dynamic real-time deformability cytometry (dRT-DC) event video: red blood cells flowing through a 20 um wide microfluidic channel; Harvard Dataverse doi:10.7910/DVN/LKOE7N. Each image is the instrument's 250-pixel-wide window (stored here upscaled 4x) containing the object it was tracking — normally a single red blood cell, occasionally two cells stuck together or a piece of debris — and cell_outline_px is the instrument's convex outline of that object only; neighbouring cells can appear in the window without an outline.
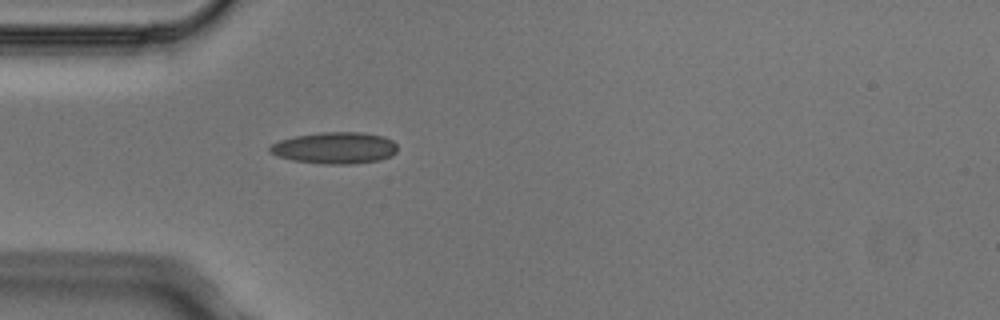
{"species": "Egyptian fruit bat (a non-hibernating species)", "species_latin": "Rousettus aegyptiacus", "temperature_condition": "cold", "stored_images_in_passage": 3, "camera_frame_rate_fps": 3000, "um_per_image_px": 0.085, "animal": {"sex": "male"}, "frame": {"image": 1, "passage_image": 3, "time_ms": 0.667, "image_size_px": [1000, 320], "cell_outline_px": [[396, 152], [392, 156], [380, 160], [352, 164], [324, 164], [292, 160], [276, 156], [268, 148], [272, 144], [280, 140], [296, 136], [320, 132], [364, 132], [384, 136], [392, 140], [396, 144]], "centroid_in_image_um": [28.49, 12.57], "position_along_channel_um": 56.5, "area_um2": 23.58}}